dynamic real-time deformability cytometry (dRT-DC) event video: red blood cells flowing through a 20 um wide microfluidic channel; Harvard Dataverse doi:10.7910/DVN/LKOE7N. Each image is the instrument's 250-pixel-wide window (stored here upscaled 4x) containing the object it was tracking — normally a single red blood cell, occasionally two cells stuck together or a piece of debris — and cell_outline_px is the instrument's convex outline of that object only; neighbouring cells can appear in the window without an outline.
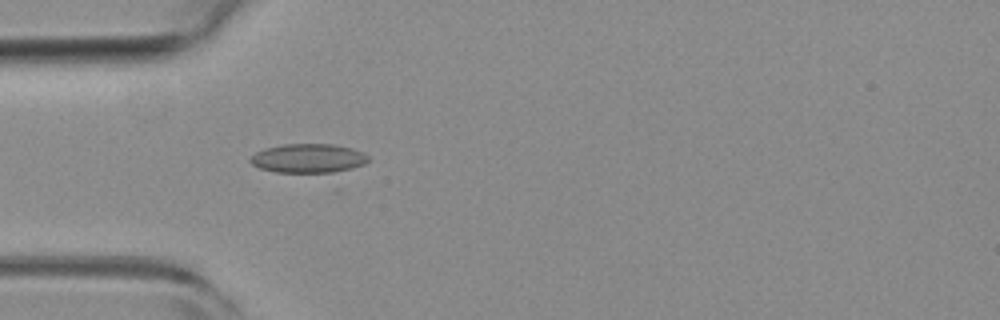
{"species": "common noctule bat (a hibernating species)", "species_latin": "Nyctalus noctula", "temperature_condition": "room temperature", "stored_images_in_passage": 39, "camera_frame_rate_fps": 3000, "um_per_image_px": 0.085, "animal": {"sex": "female", "body_mass_g": 19.3, "forearm_length_mm": 54.1}, "frame": {"image": 1, "passage_image": 1, "time_ms": 0.0, "image_size_px": [1000, 320], "cell_outline_px": [[368, 160], [364, 164], [328, 176], [276, 172], [260, 168], [252, 164], [248, 160], [256, 152], [264, 148], [284, 144], [332, 144], [352, 148], [364, 152], [368, 156]], "centroid_in_image_um": [26.24, 13.51], "position_along_channel_um": 58.8, "area_um2": 20.92}}
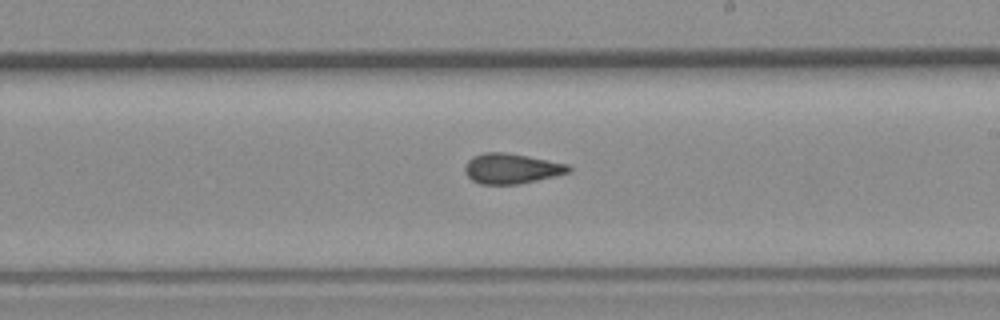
{"frame": {"image": 2, "passage_image": 16, "time_ms": 5.0, "image_size_px": [1000, 320], "cell_outline_px": [[572, 168], [568, 172], [520, 184], [480, 184], [472, 180], [464, 172], [464, 168], [468, 160], [472, 156], [484, 152], [504, 152], [528, 156], [568, 164]], "centroid_in_image_um": [43.43, 14.32], "position_along_channel_um": 245.6, "area_um2": 18.15}}
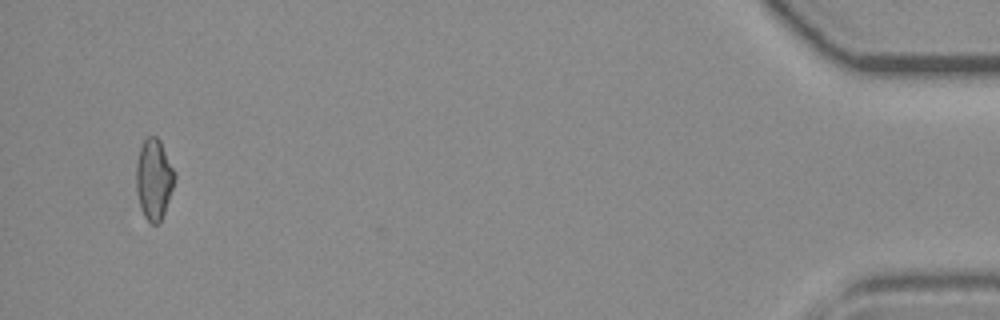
{"frame": {"image": 3, "passage_image": 37, "time_ms": 12.0, "image_size_px": [1000, 320], "cell_outline_px": [[176, 176], [164, 212], [160, 220], [156, 224], [152, 224], [144, 216], [140, 208], [136, 192], [136, 164], [140, 148], [144, 140], [148, 136], [156, 136], [160, 140]], "centroid_in_image_um": [13.05, 15.22], "position_along_channel_um": 422.1, "area_um2": 17.8}, "authors_computed_cell_mechanics": {"area_um2": 18.207, "velocity_mm_per_s": 3.7751, "shape_relaxation_time_tau1_ms": null, "shape_relaxation_time_tau2_ms": 2.2836, "deformation_change_tau1": null, "deformation_change_tau2": 0.0758}}